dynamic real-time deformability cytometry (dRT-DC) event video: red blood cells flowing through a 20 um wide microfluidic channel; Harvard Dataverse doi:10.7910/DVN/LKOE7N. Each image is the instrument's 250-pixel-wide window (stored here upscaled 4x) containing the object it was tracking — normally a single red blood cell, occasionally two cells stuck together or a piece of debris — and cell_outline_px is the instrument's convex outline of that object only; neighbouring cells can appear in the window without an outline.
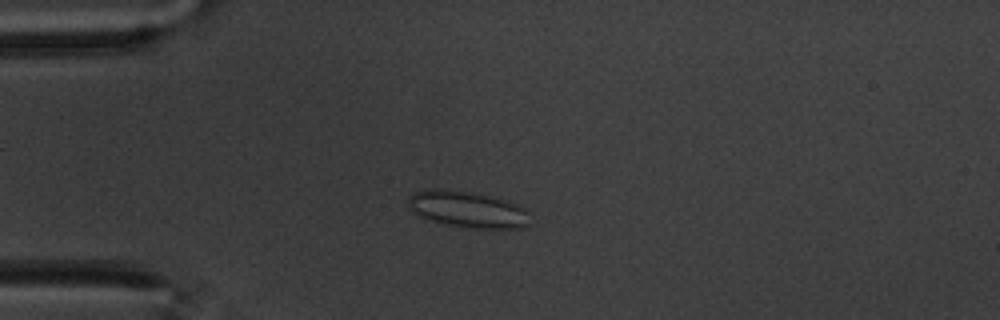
{"species": "common noctule bat (a hibernating species)", "species_latin": "Nyctalus noctula", "temperature_condition": "warm", "stored_images_in_passage": 58, "camera_frame_rate_fps": 3000, "um_per_image_px": 0.085, "animal": {"sex": "male", "body_mass_g": 20.1, "forearm_length_mm": 53.5}, "frame": {"image": 1, "passage_image": 15, "time_ms": 4.667, "image_size_px": [1000, 320], "cell_outline_px": [[532, 224], [520, 228], [468, 228], [448, 224], [432, 220], [420, 216], [408, 208], [408, 200], [412, 192], [424, 188], [440, 188], [488, 196], [504, 200], [516, 204], [524, 208], [528, 212]], "centroid_in_image_um": [39.73, 17.8], "position_along_channel_um": 45.3, "area_um2": 25.72}}
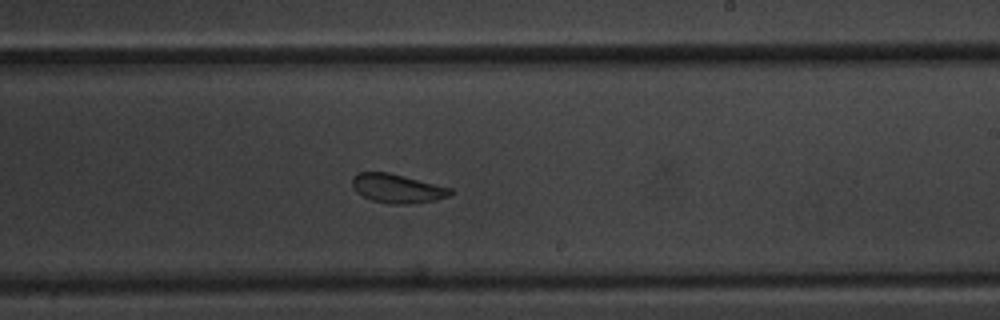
{"frame": {"image": 2, "passage_image": 35, "time_ms": 11.333, "image_size_px": [1000, 320], "cell_outline_px": [[452, 192], [448, 196], [436, 200], [408, 204], [392, 204], [372, 200], [356, 192], [352, 188], [352, 176], [360, 172], [388, 172], [452, 188]], "centroid_in_image_um": [33.74, 16.01], "position_along_channel_um": 255.3, "area_um2": 16.47}}
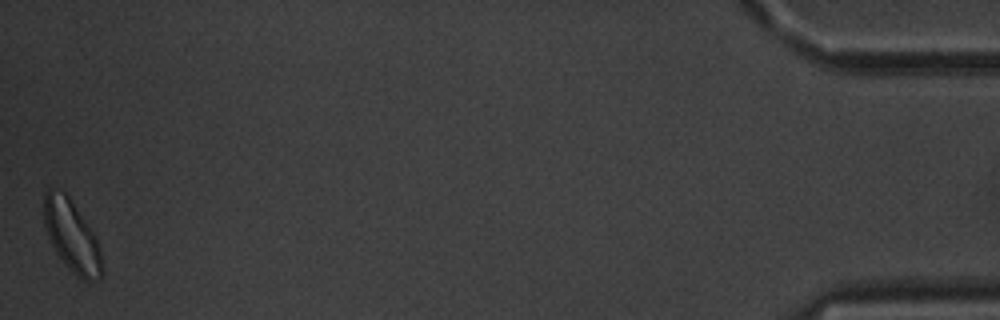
{"frame": {"image": 3, "passage_image": 58, "time_ms": 19.0, "image_size_px": [1000, 320], "cell_outline_px": [[104, 276], [100, 280], [88, 284], [76, 276], [72, 272], [56, 252], [48, 236], [44, 224], [44, 192], [48, 188], [52, 188], [64, 192], [68, 196], [96, 236], [100, 248], [104, 272]], "centroid_in_image_um": [6.15, 20.14], "position_along_channel_um": 429.1, "area_um2": 24.51}, "authors_computed_cell_mechanics": {"area_um2": 19.1607, "velocity_mm_per_s": 3.4481, "shape_relaxation_time_tau1_ms": null, "shape_relaxation_time_tau2_ms": 1.9202, "deformation_change_tau1": null, "deformation_change_tau2": 0.0807}}